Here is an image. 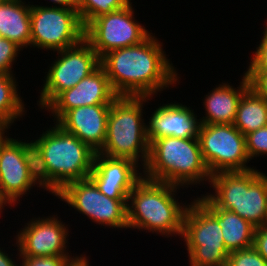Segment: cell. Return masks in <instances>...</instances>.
<instances>
[{
	"instance_id": "obj_1",
	"label": "cell",
	"mask_w": 267,
	"mask_h": 266,
	"mask_svg": "<svg viewBox=\"0 0 267 266\" xmlns=\"http://www.w3.org/2000/svg\"><path fill=\"white\" fill-rule=\"evenodd\" d=\"M167 56L163 43L151 33L136 45L109 51L100 65L118 96L153 97L180 83V74Z\"/></svg>"
},
{
	"instance_id": "obj_11",
	"label": "cell",
	"mask_w": 267,
	"mask_h": 266,
	"mask_svg": "<svg viewBox=\"0 0 267 266\" xmlns=\"http://www.w3.org/2000/svg\"><path fill=\"white\" fill-rule=\"evenodd\" d=\"M198 139L211 175L254 169L247 166L245 136L233 124H201Z\"/></svg>"
},
{
	"instance_id": "obj_10",
	"label": "cell",
	"mask_w": 267,
	"mask_h": 266,
	"mask_svg": "<svg viewBox=\"0 0 267 266\" xmlns=\"http://www.w3.org/2000/svg\"><path fill=\"white\" fill-rule=\"evenodd\" d=\"M56 52L58 56L45 72L37 100V106L43 110L61 92L74 87L100 66V57L84 38L78 44Z\"/></svg>"
},
{
	"instance_id": "obj_9",
	"label": "cell",
	"mask_w": 267,
	"mask_h": 266,
	"mask_svg": "<svg viewBox=\"0 0 267 266\" xmlns=\"http://www.w3.org/2000/svg\"><path fill=\"white\" fill-rule=\"evenodd\" d=\"M30 47L55 53L84 38V26L77 9L30 4Z\"/></svg>"
},
{
	"instance_id": "obj_15",
	"label": "cell",
	"mask_w": 267,
	"mask_h": 266,
	"mask_svg": "<svg viewBox=\"0 0 267 266\" xmlns=\"http://www.w3.org/2000/svg\"><path fill=\"white\" fill-rule=\"evenodd\" d=\"M143 169L128 158H111L95 153L89 179L111 199H128L129 193L143 178Z\"/></svg>"
},
{
	"instance_id": "obj_16",
	"label": "cell",
	"mask_w": 267,
	"mask_h": 266,
	"mask_svg": "<svg viewBox=\"0 0 267 266\" xmlns=\"http://www.w3.org/2000/svg\"><path fill=\"white\" fill-rule=\"evenodd\" d=\"M118 95L112 89L105 70L100 65L74 87L61 92L46 108L57 122L68 110L80 106L112 104Z\"/></svg>"
},
{
	"instance_id": "obj_20",
	"label": "cell",
	"mask_w": 267,
	"mask_h": 266,
	"mask_svg": "<svg viewBox=\"0 0 267 266\" xmlns=\"http://www.w3.org/2000/svg\"><path fill=\"white\" fill-rule=\"evenodd\" d=\"M218 222L228 252L253 247L254 231L249 221L226 209L217 208L204 194L195 198Z\"/></svg>"
},
{
	"instance_id": "obj_12",
	"label": "cell",
	"mask_w": 267,
	"mask_h": 266,
	"mask_svg": "<svg viewBox=\"0 0 267 266\" xmlns=\"http://www.w3.org/2000/svg\"><path fill=\"white\" fill-rule=\"evenodd\" d=\"M91 219L92 222L117 229H128L127 200L111 199L101 193L89 179L66 184L54 197Z\"/></svg>"
},
{
	"instance_id": "obj_8",
	"label": "cell",
	"mask_w": 267,
	"mask_h": 266,
	"mask_svg": "<svg viewBox=\"0 0 267 266\" xmlns=\"http://www.w3.org/2000/svg\"><path fill=\"white\" fill-rule=\"evenodd\" d=\"M36 185L43 189L36 175L31 141L9 136L0 146L1 204L5 208L8 205L12 208L17 206L20 198L26 194L28 196V192Z\"/></svg>"
},
{
	"instance_id": "obj_29",
	"label": "cell",
	"mask_w": 267,
	"mask_h": 266,
	"mask_svg": "<svg viewBox=\"0 0 267 266\" xmlns=\"http://www.w3.org/2000/svg\"><path fill=\"white\" fill-rule=\"evenodd\" d=\"M264 23L266 24L262 40L255 47L256 50L252 53L251 59H249L250 63L245 73H267V21Z\"/></svg>"
},
{
	"instance_id": "obj_19",
	"label": "cell",
	"mask_w": 267,
	"mask_h": 266,
	"mask_svg": "<svg viewBox=\"0 0 267 266\" xmlns=\"http://www.w3.org/2000/svg\"><path fill=\"white\" fill-rule=\"evenodd\" d=\"M242 76L237 88L231 82H222L210 90L202 99L205 109L203 117L199 118L201 124H233L236 117L237 106L244 92L250 87L246 73Z\"/></svg>"
},
{
	"instance_id": "obj_30",
	"label": "cell",
	"mask_w": 267,
	"mask_h": 266,
	"mask_svg": "<svg viewBox=\"0 0 267 266\" xmlns=\"http://www.w3.org/2000/svg\"><path fill=\"white\" fill-rule=\"evenodd\" d=\"M250 88L267 102V73H246Z\"/></svg>"
},
{
	"instance_id": "obj_28",
	"label": "cell",
	"mask_w": 267,
	"mask_h": 266,
	"mask_svg": "<svg viewBox=\"0 0 267 266\" xmlns=\"http://www.w3.org/2000/svg\"><path fill=\"white\" fill-rule=\"evenodd\" d=\"M21 50L14 42L0 37V74L14 75L13 64Z\"/></svg>"
},
{
	"instance_id": "obj_22",
	"label": "cell",
	"mask_w": 267,
	"mask_h": 266,
	"mask_svg": "<svg viewBox=\"0 0 267 266\" xmlns=\"http://www.w3.org/2000/svg\"><path fill=\"white\" fill-rule=\"evenodd\" d=\"M233 125L244 136L267 125V102L250 87L240 98Z\"/></svg>"
},
{
	"instance_id": "obj_31",
	"label": "cell",
	"mask_w": 267,
	"mask_h": 266,
	"mask_svg": "<svg viewBox=\"0 0 267 266\" xmlns=\"http://www.w3.org/2000/svg\"><path fill=\"white\" fill-rule=\"evenodd\" d=\"M253 248L267 261V227L265 225L255 228Z\"/></svg>"
},
{
	"instance_id": "obj_13",
	"label": "cell",
	"mask_w": 267,
	"mask_h": 266,
	"mask_svg": "<svg viewBox=\"0 0 267 266\" xmlns=\"http://www.w3.org/2000/svg\"><path fill=\"white\" fill-rule=\"evenodd\" d=\"M132 2L123 9L100 15L84 27V39L101 58L111 50L143 42L152 31L136 21Z\"/></svg>"
},
{
	"instance_id": "obj_17",
	"label": "cell",
	"mask_w": 267,
	"mask_h": 266,
	"mask_svg": "<svg viewBox=\"0 0 267 266\" xmlns=\"http://www.w3.org/2000/svg\"><path fill=\"white\" fill-rule=\"evenodd\" d=\"M173 102H167L155 108L149 121H146V132L150 144L163 137L198 138L201 123L194 109L183 103Z\"/></svg>"
},
{
	"instance_id": "obj_34",
	"label": "cell",
	"mask_w": 267,
	"mask_h": 266,
	"mask_svg": "<svg viewBox=\"0 0 267 266\" xmlns=\"http://www.w3.org/2000/svg\"><path fill=\"white\" fill-rule=\"evenodd\" d=\"M10 130L8 127L0 126V146L3 142L9 137L10 133L8 134L7 131ZM8 135H6V134ZM6 135V136H5Z\"/></svg>"
},
{
	"instance_id": "obj_7",
	"label": "cell",
	"mask_w": 267,
	"mask_h": 266,
	"mask_svg": "<svg viewBox=\"0 0 267 266\" xmlns=\"http://www.w3.org/2000/svg\"><path fill=\"white\" fill-rule=\"evenodd\" d=\"M216 219L194 198L186 209L181 239L190 266H226L229 252Z\"/></svg>"
},
{
	"instance_id": "obj_18",
	"label": "cell",
	"mask_w": 267,
	"mask_h": 266,
	"mask_svg": "<svg viewBox=\"0 0 267 266\" xmlns=\"http://www.w3.org/2000/svg\"><path fill=\"white\" fill-rule=\"evenodd\" d=\"M110 107L111 104L80 106L68 110L56 123L97 153L105 144Z\"/></svg>"
},
{
	"instance_id": "obj_2",
	"label": "cell",
	"mask_w": 267,
	"mask_h": 266,
	"mask_svg": "<svg viewBox=\"0 0 267 266\" xmlns=\"http://www.w3.org/2000/svg\"><path fill=\"white\" fill-rule=\"evenodd\" d=\"M31 140L38 181L43 191L55 195L66 184L87 179L95 151L56 122Z\"/></svg>"
},
{
	"instance_id": "obj_21",
	"label": "cell",
	"mask_w": 267,
	"mask_h": 266,
	"mask_svg": "<svg viewBox=\"0 0 267 266\" xmlns=\"http://www.w3.org/2000/svg\"><path fill=\"white\" fill-rule=\"evenodd\" d=\"M30 2L9 0L0 2V37L23 49L30 47Z\"/></svg>"
},
{
	"instance_id": "obj_27",
	"label": "cell",
	"mask_w": 267,
	"mask_h": 266,
	"mask_svg": "<svg viewBox=\"0 0 267 266\" xmlns=\"http://www.w3.org/2000/svg\"><path fill=\"white\" fill-rule=\"evenodd\" d=\"M226 266H267V261L250 247L229 252Z\"/></svg>"
},
{
	"instance_id": "obj_35",
	"label": "cell",
	"mask_w": 267,
	"mask_h": 266,
	"mask_svg": "<svg viewBox=\"0 0 267 266\" xmlns=\"http://www.w3.org/2000/svg\"><path fill=\"white\" fill-rule=\"evenodd\" d=\"M4 206L1 204V202H0V216H1V214H2V212H3V210H4Z\"/></svg>"
},
{
	"instance_id": "obj_4",
	"label": "cell",
	"mask_w": 267,
	"mask_h": 266,
	"mask_svg": "<svg viewBox=\"0 0 267 266\" xmlns=\"http://www.w3.org/2000/svg\"><path fill=\"white\" fill-rule=\"evenodd\" d=\"M143 177L187 189L195 184L205 185L207 181L209 184L211 174L203 160L198 138L163 137L150 144Z\"/></svg>"
},
{
	"instance_id": "obj_6",
	"label": "cell",
	"mask_w": 267,
	"mask_h": 266,
	"mask_svg": "<svg viewBox=\"0 0 267 266\" xmlns=\"http://www.w3.org/2000/svg\"><path fill=\"white\" fill-rule=\"evenodd\" d=\"M205 196L220 209L238 214L253 226L267 222V175L260 170L219 172L211 175Z\"/></svg>"
},
{
	"instance_id": "obj_23",
	"label": "cell",
	"mask_w": 267,
	"mask_h": 266,
	"mask_svg": "<svg viewBox=\"0 0 267 266\" xmlns=\"http://www.w3.org/2000/svg\"><path fill=\"white\" fill-rule=\"evenodd\" d=\"M16 78L15 75L0 74V126L8 128L20 118L23 120L27 112Z\"/></svg>"
},
{
	"instance_id": "obj_24",
	"label": "cell",
	"mask_w": 267,
	"mask_h": 266,
	"mask_svg": "<svg viewBox=\"0 0 267 266\" xmlns=\"http://www.w3.org/2000/svg\"><path fill=\"white\" fill-rule=\"evenodd\" d=\"M131 1L132 0H78L77 11L85 27L98 16L123 9Z\"/></svg>"
},
{
	"instance_id": "obj_14",
	"label": "cell",
	"mask_w": 267,
	"mask_h": 266,
	"mask_svg": "<svg viewBox=\"0 0 267 266\" xmlns=\"http://www.w3.org/2000/svg\"><path fill=\"white\" fill-rule=\"evenodd\" d=\"M31 219L14 237L20 257L72 256L68 250L70 232L65 222L57 215Z\"/></svg>"
},
{
	"instance_id": "obj_26",
	"label": "cell",
	"mask_w": 267,
	"mask_h": 266,
	"mask_svg": "<svg viewBox=\"0 0 267 266\" xmlns=\"http://www.w3.org/2000/svg\"><path fill=\"white\" fill-rule=\"evenodd\" d=\"M15 245V246H14ZM12 246L17 247V261L20 266H69L72 261L76 260L79 255L72 256H40V257H20L19 249L15 240ZM21 259V260H20Z\"/></svg>"
},
{
	"instance_id": "obj_25",
	"label": "cell",
	"mask_w": 267,
	"mask_h": 266,
	"mask_svg": "<svg viewBox=\"0 0 267 266\" xmlns=\"http://www.w3.org/2000/svg\"><path fill=\"white\" fill-rule=\"evenodd\" d=\"M246 152L251 160L260 155L267 156V125L245 135ZM255 158V159H254Z\"/></svg>"
},
{
	"instance_id": "obj_3",
	"label": "cell",
	"mask_w": 267,
	"mask_h": 266,
	"mask_svg": "<svg viewBox=\"0 0 267 266\" xmlns=\"http://www.w3.org/2000/svg\"><path fill=\"white\" fill-rule=\"evenodd\" d=\"M177 189L181 190L180 186L143 177L128 195V229L145 230L166 238L181 237L189 203L178 202Z\"/></svg>"
},
{
	"instance_id": "obj_32",
	"label": "cell",
	"mask_w": 267,
	"mask_h": 266,
	"mask_svg": "<svg viewBox=\"0 0 267 266\" xmlns=\"http://www.w3.org/2000/svg\"><path fill=\"white\" fill-rule=\"evenodd\" d=\"M12 256L13 254L10 256L4 248H0V266H19Z\"/></svg>"
},
{
	"instance_id": "obj_33",
	"label": "cell",
	"mask_w": 267,
	"mask_h": 266,
	"mask_svg": "<svg viewBox=\"0 0 267 266\" xmlns=\"http://www.w3.org/2000/svg\"><path fill=\"white\" fill-rule=\"evenodd\" d=\"M49 2L53 3L54 7H64L70 9H77L78 5V0H49Z\"/></svg>"
},
{
	"instance_id": "obj_5",
	"label": "cell",
	"mask_w": 267,
	"mask_h": 266,
	"mask_svg": "<svg viewBox=\"0 0 267 266\" xmlns=\"http://www.w3.org/2000/svg\"><path fill=\"white\" fill-rule=\"evenodd\" d=\"M152 98L118 96L112 102L108 114L105 144L98 153L111 158H128L142 168L146 166L150 143L143 108Z\"/></svg>"
}]
</instances>
